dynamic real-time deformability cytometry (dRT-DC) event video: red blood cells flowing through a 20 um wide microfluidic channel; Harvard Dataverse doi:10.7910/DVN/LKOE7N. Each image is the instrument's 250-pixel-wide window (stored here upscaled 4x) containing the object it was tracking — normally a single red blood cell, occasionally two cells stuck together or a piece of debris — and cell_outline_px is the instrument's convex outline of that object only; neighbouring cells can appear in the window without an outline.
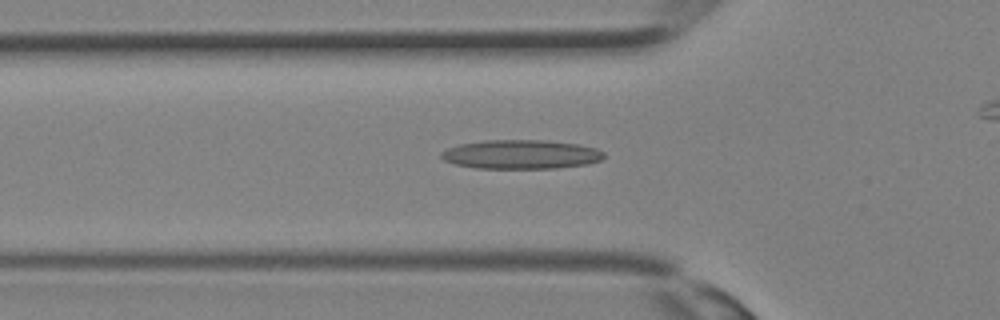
{"species": "Egyptian fruit bat (a non-hibernating species)", "species_latin": "Rousettus aegyptiacus", "temperature_condition": "room temperature", "stored_images_in_passage": 20, "camera_frame_rate_fps": 3000, "um_per_image_px": 0.085, "animal": {"sex": "female"}, "frame": {"image": 1, "passage_image": 4, "time_ms": 1.0, "image_size_px": [1000, 320], "cell_outline_px": [[604, 156], [600, 160], [588, 164], [556, 168], [476, 168], [456, 164], [444, 160], [440, 156], [440, 152], [448, 148], [460, 144], [484, 140], [544, 140], [580, 144], [596, 148], [604, 152]], "centroid_in_image_um": [44.3, 13.12], "position_along_channel_um": 81.5, "area_um2": 27.57}}
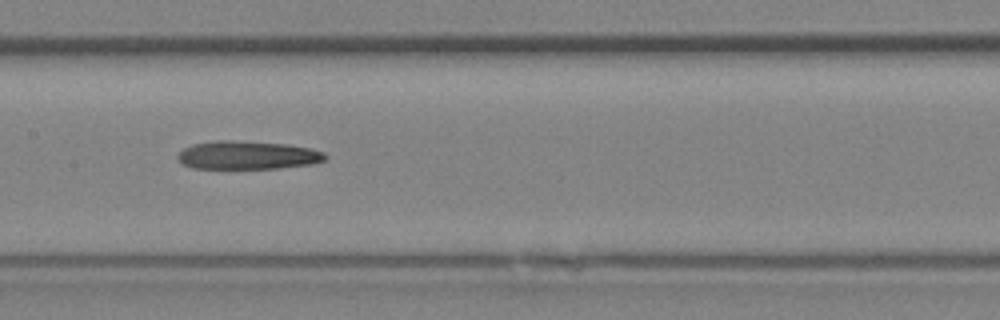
{"frame": {"image": 2, "passage_image": 9, "time_ms": 2.667, "image_size_px": [1000, 320], "cell_outline_px": [[328, 156], [324, 160], [312, 164], [280, 168], [192, 168], [176, 160], [176, 156], [184, 148], [192, 144], [216, 140], [236, 140], [284, 144], [312, 148], [324, 152]], "centroid_in_image_um": [21.03, 13.18], "position_along_channel_um": 186.4, "area_um2": 24.45}}
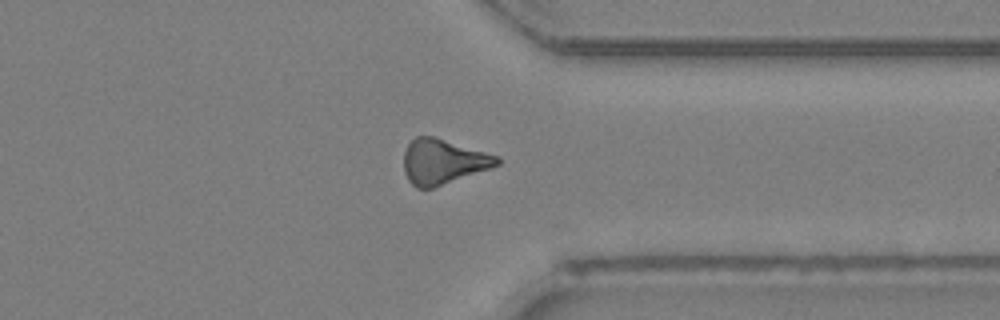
{"frame": {"image": 3, "passage_image": 18, "time_ms": 5.667, "image_size_px": [1000, 320], "cell_outline_px": [[500, 164], [492, 168], [432, 188], [416, 188], [408, 180], [404, 172], [404, 152], [408, 144], [416, 136], [436, 136], [500, 156]], "centroid_in_image_um": [37.68, 13.72], "position_along_channel_um": 373.7, "area_um2": 24.68}}